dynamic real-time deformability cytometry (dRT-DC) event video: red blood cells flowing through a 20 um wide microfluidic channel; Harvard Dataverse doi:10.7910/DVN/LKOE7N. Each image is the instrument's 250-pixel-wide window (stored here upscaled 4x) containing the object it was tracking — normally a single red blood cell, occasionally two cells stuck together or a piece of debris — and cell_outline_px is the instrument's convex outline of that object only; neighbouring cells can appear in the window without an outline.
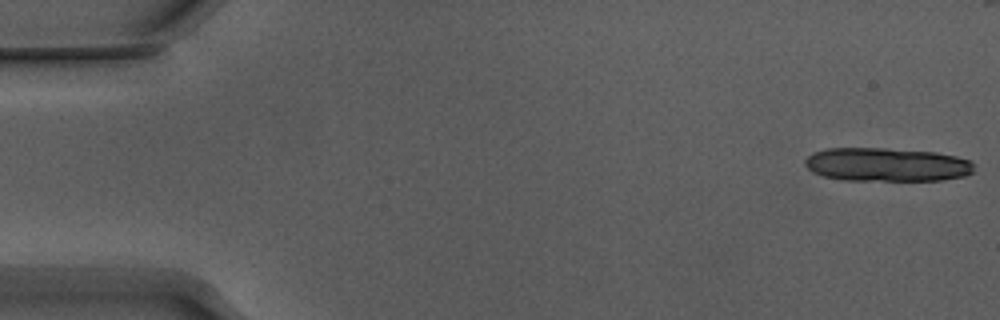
{"species": "Egyptian fruit bat (a non-hibernating species)", "species_latin": "Rousettus aegyptiacus", "temperature_condition": "warm", "stored_images_in_passage": 9, "camera_frame_rate_fps": 3000, "um_per_image_px": 0.085, "animal": {"sex": "male"}, "frame": {"image": 1, "passage_image": 1, "time_ms": 0.0, "image_size_px": [1000, 320], "cell_outline_px": [[972, 172], [964, 176], [940, 180], [844, 180], [824, 176], [812, 172], [804, 164], [804, 160], [808, 156], [816, 152], [828, 148], [884, 148], [936, 152], [956, 156], [968, 160], [972, 164]], "centroid_in_image_um": [75.34, 13.99], "position_along_channel_um": 9.7, "area_um2": 32.95}}